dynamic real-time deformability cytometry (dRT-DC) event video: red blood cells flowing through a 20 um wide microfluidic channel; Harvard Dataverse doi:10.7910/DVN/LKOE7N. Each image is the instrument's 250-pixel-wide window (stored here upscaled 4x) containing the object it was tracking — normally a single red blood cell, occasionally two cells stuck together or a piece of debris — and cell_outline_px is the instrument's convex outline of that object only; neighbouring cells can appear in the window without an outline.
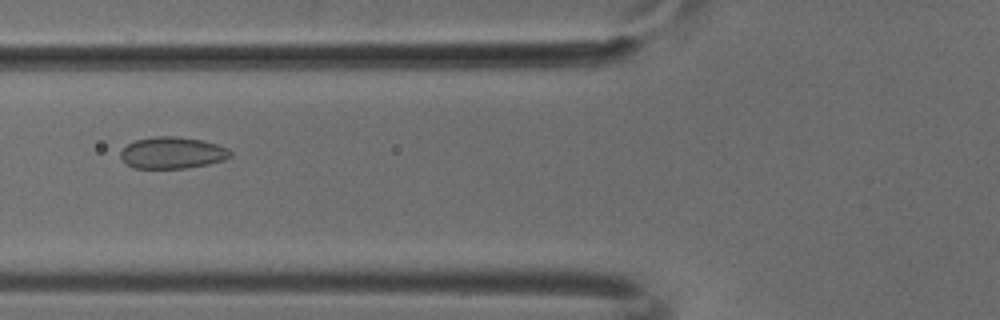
{"species": "common noctule bat (a hibernating species)", "species_latin": "Nyctalus noctula", "temperature_condition": "cold", "stored_images_in_passage": 51, "camera_frame_rate_fps": 3000, "um_per_image_px": 0.085, "animal": {"sex": "male", "body_mass_g": 18.8}, "frame": {"image": 1, "passage_image": 20, "time_ms": 6.333, "image_size_px": [1000, 320], "cell_outline_px": [[232, 156], [224, 160], [208, 164], [184, 168], [136, 168], [128, 164], [120, 156], [120, 152], [128, 144], [136, 140], [152, 136], [176, 136], [204, 140], [228, 148], [232, 152]], "centroid_in_image_um": [14.69, 12.97], "position_along_channel_um": 111.1, "area_um2": 20.23}}
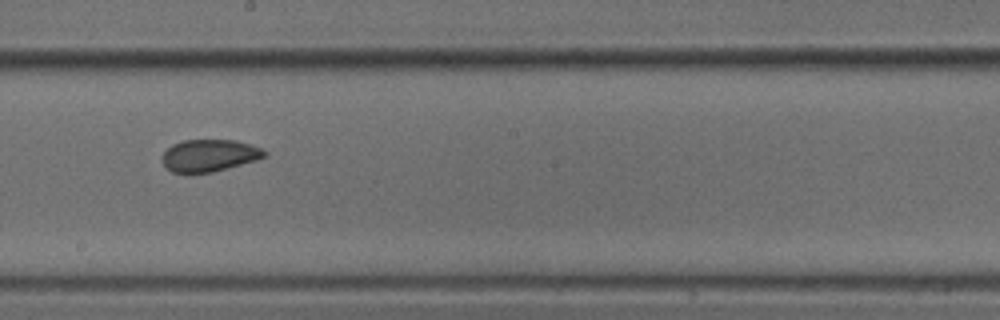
{"frame": {"image": 2, "passage_image": 29, "time_ms": 9.333, "image_size_px": [1000, 320], "cell_outline_px": [[268, 156], [256, 160], [228, 168], [212, 172], [184, 176], [172, 172], [164, 168], [164, 152], [172, 144], [184, 140], [236, 140], [260, 148], [268, 152]], "centroid_in_image_um": [17.77, 13.25], "position_along_channel_um": 230.4, "area_um2": 19.54}}
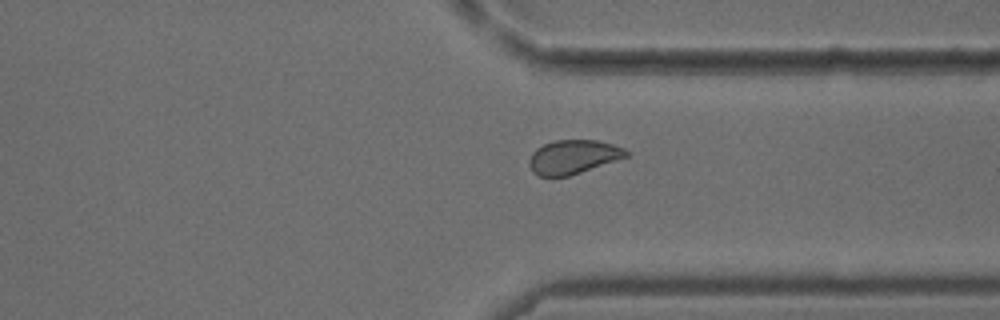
{"frame": {"image": 3, "passage_image": 39, "time_ms": 12.667, "image_size_px": [1000, 320], "cell_outline_px": [[628, 156], [568, 176], [536, 176], [532, 172], [528, 164], [528, 160], [532, 152], [536, 148], [544, 144], [556, 140], [596, 140], [612, 144], [624, 148], [628, 152]], "centroid_in_image_um": [48.66, 13.33], "position_along_channel_um": 362.7, "area_um2": 19.07}}